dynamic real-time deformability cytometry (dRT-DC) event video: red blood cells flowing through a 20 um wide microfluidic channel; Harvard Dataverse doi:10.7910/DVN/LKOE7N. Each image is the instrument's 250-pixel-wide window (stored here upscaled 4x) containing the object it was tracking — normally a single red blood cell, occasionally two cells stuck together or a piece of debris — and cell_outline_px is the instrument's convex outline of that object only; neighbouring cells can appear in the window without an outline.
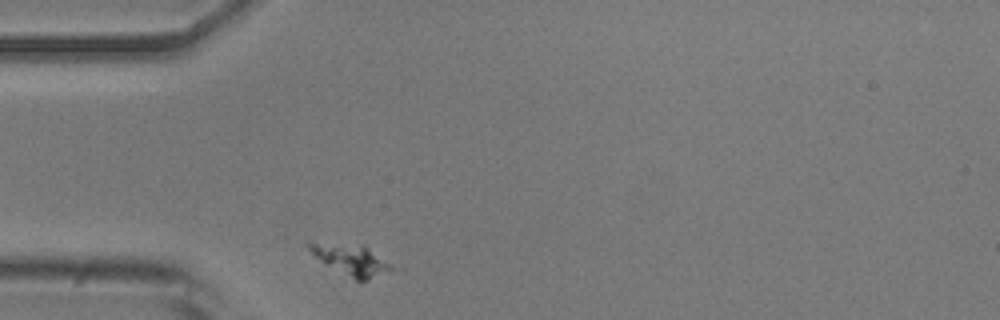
{"species": "common noctule bat (a hibernating species)", "species_latin": "Nyctalus noctula", "temperature_condition": "room temperature", "stored_images_in_passage": 42, "camera_frame_rate_fps": 3000, "um_per_image_px": 0.085, "animal": {"sex": "male", "body_mass_g": 20.5, "forearm_length_mm": 52.5}, "frame": {"image": 1, "passage_image": 1, "time_ms": 0.0, "image_size_px": [1000, 320], "cell_outline_px": [[404, 268], [368, 280], [356, 280], [324, 264], [308, 248], [308, 244], [364, 244]], "centroid_in_image_um": [30.13, 22.13], "position_along_channel_um": 54.9, "area_um2": 15.32}}
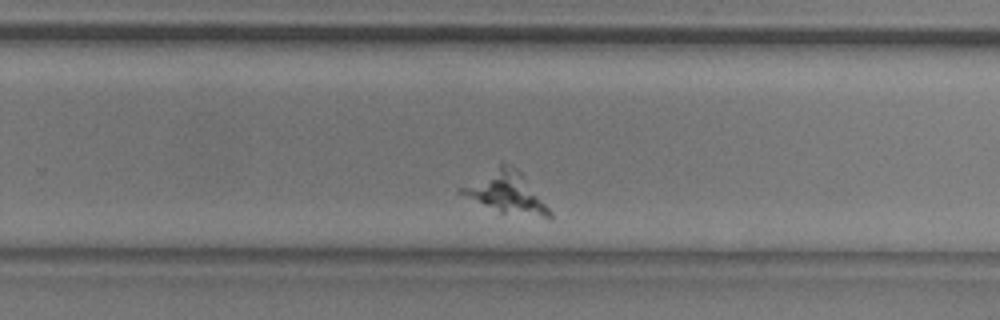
{"frame": {"image": 2, "passage_image": 22, "time_ms": 7.0, "image_size_px": [1000, 320], "cell_outline_px": [[552, 220], [500, 212], [456, 192], [456, 188], [500, 160], [516, 168], [524, 176], [552, 212]], "centroid_in_image_um": [42.98, 16.32], "position_along_channel_um": 286.8, "area_um2": 21.91}}
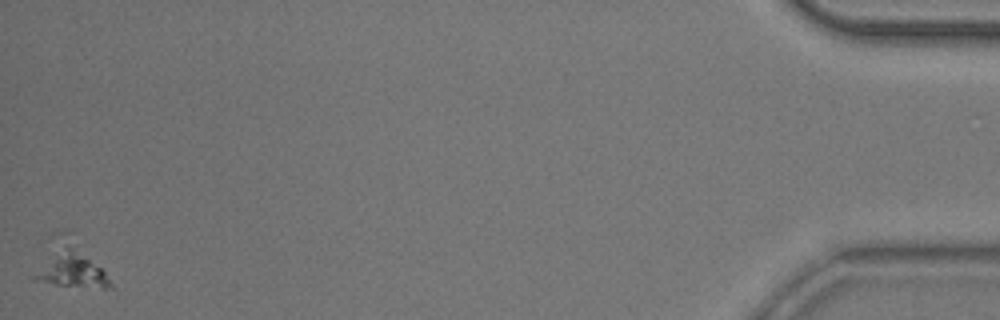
{"frame": {"image": 3, "passage_image": 42, "time_ms": 13.667, "image_size_px": [1000, 320], "cell_outline_px": [[112, 288], [104, 288], [56, 284], [36, 280], [32, 276], [68, 244], [100, 268], [104, 272], [112, 284]], "centroid_in_image_um": [6.18, 23.02], "position_along_channel_um": 429.0, "area_um2": 13.93}}